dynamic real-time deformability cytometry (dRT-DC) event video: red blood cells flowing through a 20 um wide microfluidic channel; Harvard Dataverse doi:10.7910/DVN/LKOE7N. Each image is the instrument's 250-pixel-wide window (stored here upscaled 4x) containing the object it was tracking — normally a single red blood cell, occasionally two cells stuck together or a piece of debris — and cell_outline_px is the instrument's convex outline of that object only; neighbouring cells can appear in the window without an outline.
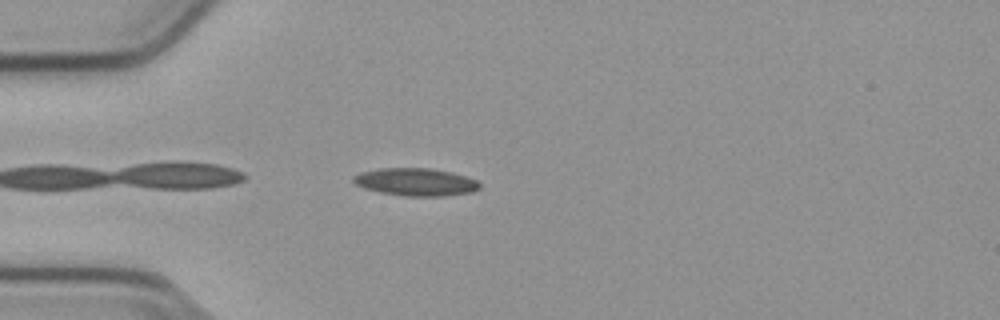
{"species": "common noctule bat (a hibernating species)", "species_latin": "Nyctalus noctula", "temperature_condition": "cold", "stored_images_in_passage": 33, "camera_frame_rate_fps": 3000, "um_per_image_px": 0.085, "animal": {"sex": "male", "body_mass_g": 23.1, "forearm_length_mm": 52.7}, "frame": {"image": 1, "passage_image": 2, "time_ms": 0.333, "image_size_px": [1000, 320], "cell_outline_px": [[480, 188], [472, 192], [444, 196], [404, 196], [380, 192], [364, 188], [356, 184], [352, 180], [352, 176], [360, 172], [380, 168], [432, 168], [452, 172], [476, 180], [480, 184]], "centroid_in_image_um": [35.32, 15.46], "position_along_channel_um": 49.7, "area_um2": 20.4}}
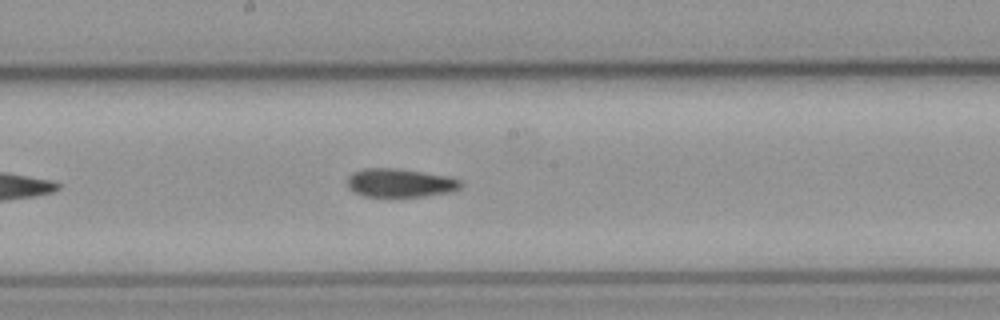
{"frame": {"image": 2, "passage_image": 16, "time_ms": 5.0, "image_size_px": [1000, 320], "cell_outline_px": [[464, 184], [460, 188], [452, 192], [424, 196], [364, 196], [348, 188], [348, 176], [352, 172], [364, 168], [396, 168], [448, 176], [460, 180]], "centroid_in_image_um": [34.03, 15.54], "position_along_channel_um": 214.2, "area_um2": 18.84}}
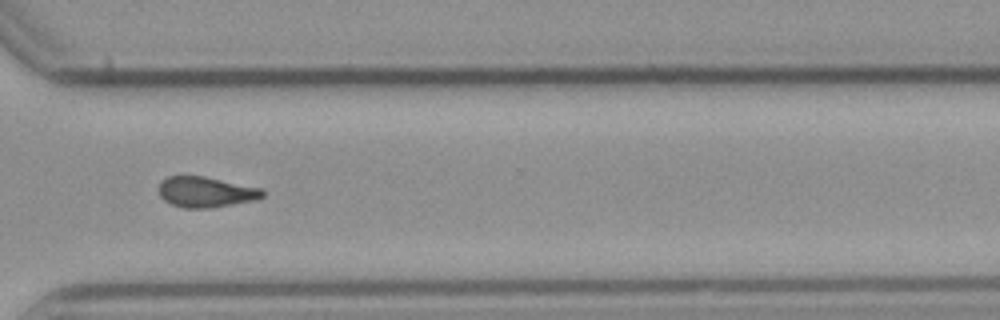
{"frame": {"image": 3, "passage_image": 27, "time_ms": 8.667, "image_size_px": [1000, 320], "cell_outline_px": [[264, 196], [256, 200], [208, 208], [184, 208], [172, 204], [164, 200], [160, 196], [160, 180], [168, 176], [204, 176], [264, 188]], "centroid_in_image_um": [17.52, 16.31], "position_along_channel_um": 353.1, "area_um2": 18.55}, "authors_computed_cell_mechanics": {"area_um2": 19.1896, "velocity_mm_per_s": 3.8029, "shape_relaxation_time_tau1_ms": null, "shape_relaxation_time_tau2_ms": 4.6009, "deformation_change_tau1": null, "deformation_change_tau2": 0.1079}}